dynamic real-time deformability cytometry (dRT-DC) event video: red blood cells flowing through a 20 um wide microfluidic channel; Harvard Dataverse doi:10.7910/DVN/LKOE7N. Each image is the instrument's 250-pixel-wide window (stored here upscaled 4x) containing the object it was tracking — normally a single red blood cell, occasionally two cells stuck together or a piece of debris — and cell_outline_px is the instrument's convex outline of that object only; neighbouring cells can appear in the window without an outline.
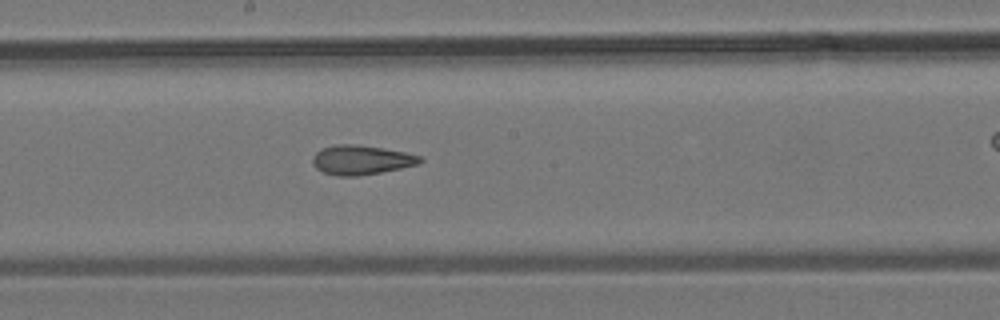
{"species": "common noctule bat (a hibernating species)", "species_latin": "Nyctalus noctula", "temperature_condition": "room temperature", "stored_images_in_passage": 17, "camera_frame_rate_fps": 3000, "um_per_image_px": 0.085, "animal": {"sex": "male", "body_mass_g": 19.2, "forearm_length_mm": 51.8}, "frame": {"image": 1, "passage_image": 12, "time_ms": 3.667, "image_size_px": [1000, 320], "cell_outline_px": [[424, 160], [416, 164], [400, 168], [380, 172], [356, 176], [336, 176], [324, 172], [316, 168], [312, 164], [312, 156], [316, 152], [324, 148], [336, 144], [352, 144], [384, 148], [404, 152], [420, 156]], "centroid_in_image_um": [30.67, 13.59], "position_along_channel_um": 217.5, "area_um2": 18.21}}
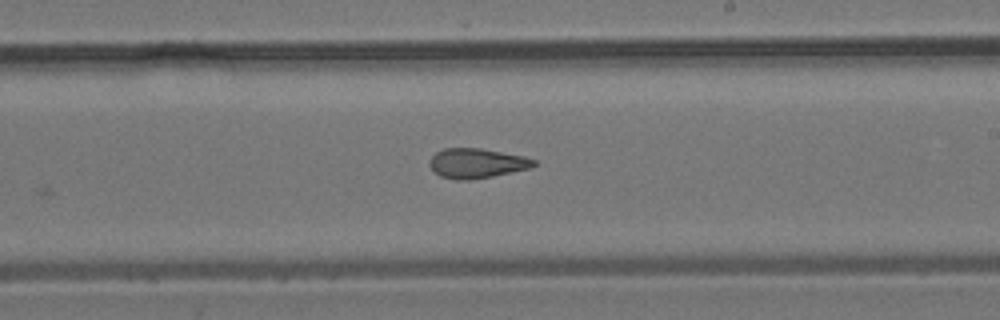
{"frame": {"image": 2, "passage_image": 14, "time_ms": 4.333, "image_size_px": [1000, 320], "cell_outline_px": [[536, 164], [532, 168], [472, 180], [456, 180], [440, 176], [428, 164], [428, 160], [436, 152], [444, 148], [480, 148], [524, 156], [536, 160]], "centroid_in_image_um": [40.52, 13.88], "position_along_channel_um": 248.5, "area_um2": 18.15}}
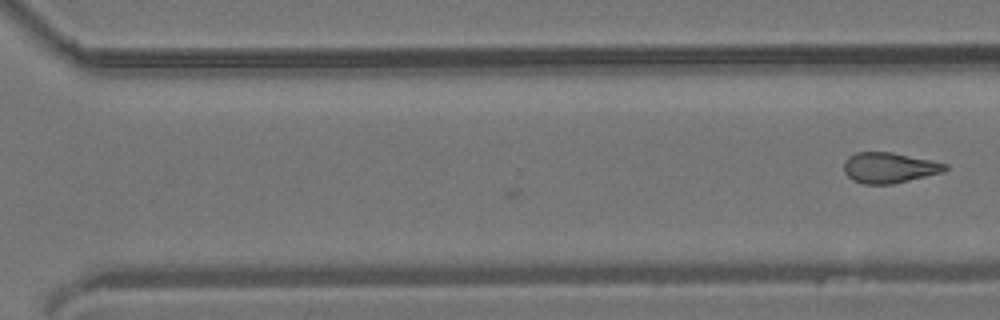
{"frame": {"image": 3, "passage_image": 17, "time_ms": 5.333, "image_size_px": [1000, 320], "cell_outline_px": [[948, 168], [944, 172], [892, 184], [864, 184], [852, 180], [844, 172], [844, 160], [848, 156], [856, 152], [892, 152], [932, 160], [948, 164]], "centroid_in_image_um": [75.58, 14.25], "position_along_channel_um": 295.0, "area_um2": 18.15}}